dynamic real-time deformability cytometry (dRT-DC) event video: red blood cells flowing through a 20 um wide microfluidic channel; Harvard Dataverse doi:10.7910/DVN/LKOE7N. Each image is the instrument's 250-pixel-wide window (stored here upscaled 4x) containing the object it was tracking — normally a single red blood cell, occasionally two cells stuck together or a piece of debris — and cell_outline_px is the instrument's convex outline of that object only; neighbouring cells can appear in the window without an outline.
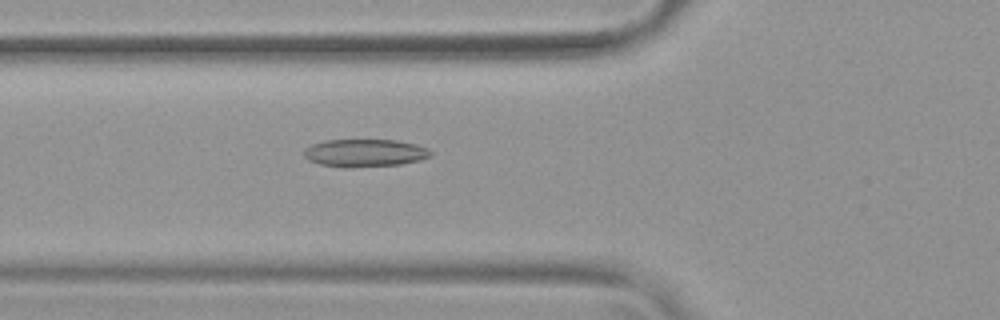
{"species": "common noctule bat (a hibernating species)", "species_latin": "Nyctalus noctula", "temperature_condition": "warm", "stored_images_in_passage": 53, "camera_frame_rate_fps": 3000, "um_per_image_px": 0.085, "animal": {"sex": "female", "body_mass_g": 19.9}, "frame": {"image": 1, "passage_image": 20, "time_ms": 6.333, "image_size_px": [1000, 320], "cell_outline_px": [[432, 156], [420, 160], [400, 164], [352, 168], [340, 168], [320, 164], [308, 160], [304, 156], [304, 148], [312, 144], [324, 140], [396, 140], [416, 144], [428, 148], [432, 152]], "centroid_in_image_um": [31.0, 13.01], "position_along_channel_um": 94.8, "area_um2": 20.75}}
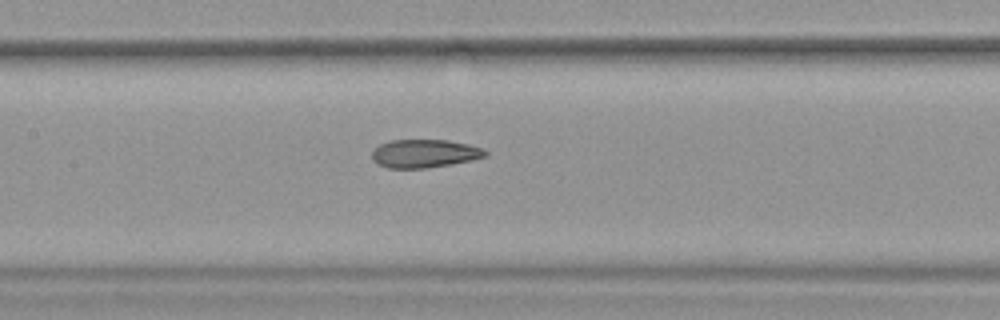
{"frame": {"image": 2, "passage_image": 26, "time_ms": 8.333, "image_size_px": [1000, 320], "cell_outline_px": [[488, 156], [472, 160], [452, 164], [424, 168], [388, 168], [376, 164], [372, 160], [372, 152], [380, 144], [392, 140], [448, 140], [468, 144], [484, 148], [488, 152]], "centroid_in_image_um": [36.1, 13.05], "position_along_channel_um": 171.3, "area_um2": 18.79}}
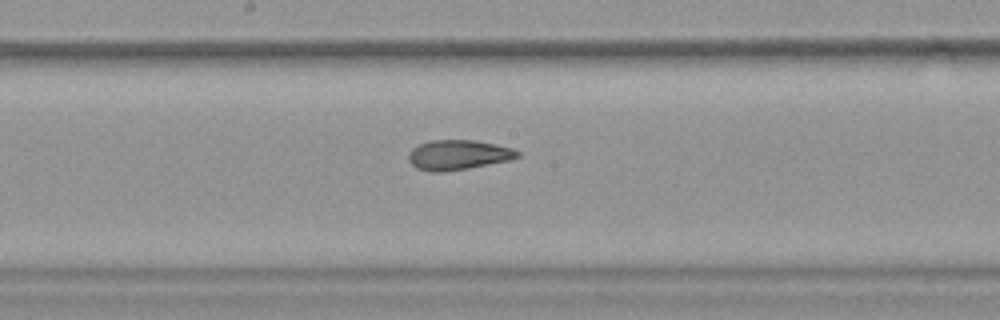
{"frame": {"image": 3, "passage_image": 29, "time_ms": 9.333, "image_size_px": [1000, 320], "cell_outline_px": [[520, 156], [512, 160], [468, 168], [444, 172], [432, 172], [416, 168], [408, 160], [408, 152], [412, 148], [420, 144], [432, 140], [476, 140], [512, 148], [520, 152]], "centroid_in_image_um": [38.95, 13.17], "position_along_channel_um": 209.3, "area_um2": 19.07}, "authors_computed_cell_mechanics": {"area_um2": 20.7502, "velocity_mm_per_s": 3.812, "shape_relaxation_time_tau1_ms": null, "shape_relaxation_time_tau2_ms": 2.3233, "deformation_change_tau1": null, "deformation_change_tau2": 0.0829}}